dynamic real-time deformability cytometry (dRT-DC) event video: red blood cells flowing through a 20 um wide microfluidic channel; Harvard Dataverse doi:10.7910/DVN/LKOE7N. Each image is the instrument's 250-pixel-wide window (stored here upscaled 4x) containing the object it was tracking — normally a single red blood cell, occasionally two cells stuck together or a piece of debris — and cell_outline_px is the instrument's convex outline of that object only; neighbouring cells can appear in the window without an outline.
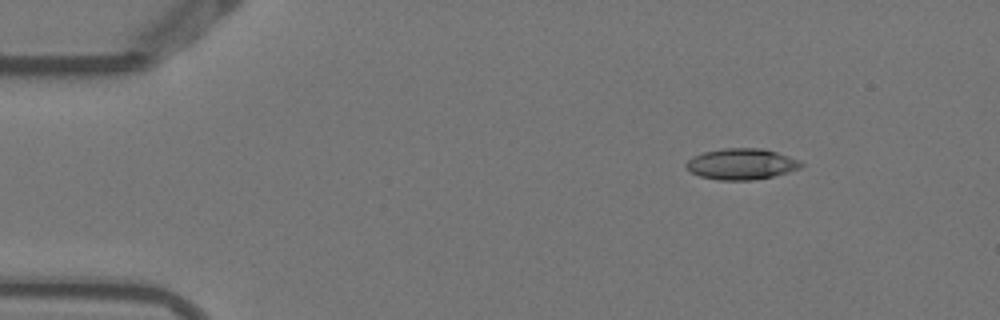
{"species": "Egyptian fruit bat (a non-hibernating species)", "species_latin": "Rousettus aegyptiacus", "temperature_condition": "warm", "stored_images_in_passage": 7, "camera_frame_rate_fps": 3000, "um_per_image_px": 0.085, "animal": {"sex": "female"}, "frame": {"image": 1, "passage_image": 2, "time_ms": 0.333, "image_size_px": [1000, 320], "cell_outline_px": [[804, 164], [800, 168], [788, 172], [772, 176], [752, 180], [720, 180], [700, 176], [692, 172], [684, 164], [692, 156], [704, 152], [724, 148], [764, 148], [800, 160]], "centroid_in_image_um": [63.03, 13.93], "position_along_channel_um": 22.0, "area_um2": 20.69}}
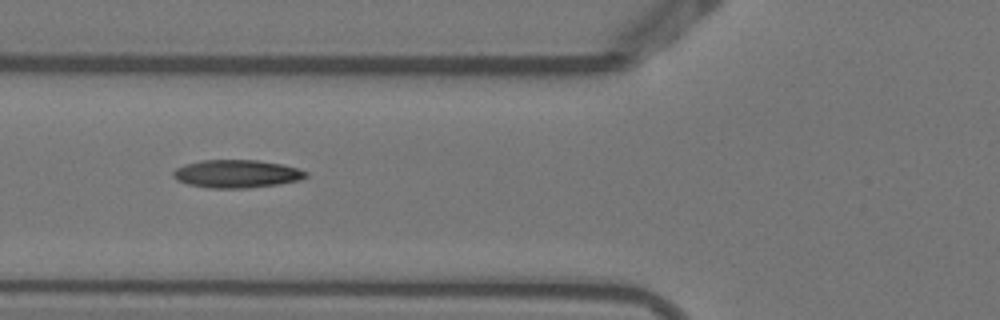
{"frame": {"image": 2, "passage_image": 5, "time_ms": 1.333, "image_size_px": [1000, 320], "cell_outline_px": [[308, 176], [300, 180], [280, 184], [244, 188], [208, 188], [188, 184], [176, 180], [172, 176], [172, 172], [176, 168], [184, 164], [200, 160], [256, 160], [280, 164], [296, 168], [308, 172]], "centroid_in_image_um": [20.08, 14.77], "position_along_channel_um": 105.7, "area_um2": 21.68}}
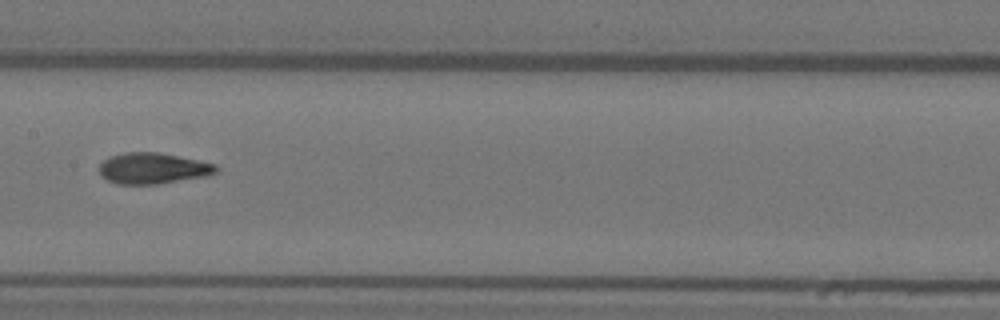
{"frame": {"image": 3, "passage_image": 7, "time_ms": 2.0, "image_size_px": [1000, 320], "cell_outline_px": [[220, 172], [208, 176], [156, 184], [116, 184], [100, 176], [100, 164], [104, 160], [112, 156], [124, 152], [156, 152], [216, 164], [220, 168]], "centroid_in_image_um": [13.03, 14.32], "position_along_channel_um": 194.4, "area_um2": 21.1}}